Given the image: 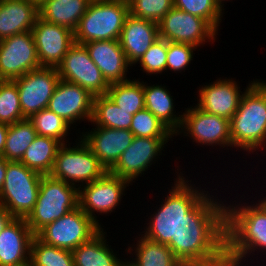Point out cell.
Masks as SVG:
<instances>
[{"mask_svg": "<svg viewBox=\"0 0 266 266\" xmlns=\"http://www.w3.org/2000/svg\"><path fill=\"white\" fill-rule=\"evenodd\" d=\"M211 196L207 192L184 216L179 235L167 244L184 266H222L227 262L226 204Z\"/></svg>", "mask_w": 266, "mask_h": 266, "instance_id": "obj_1", "label": "cell"}, {"mask_svg": "<svg viewBox=\"0 0 266 266\" xmlns=\"http://www.w3.org/2000/svg\"><path fill=\"white\" fill-rule=\"evenodd\" d=\"M255 203L225 206L226 260L229 264L242 266L243 260L245 262V258L257 249L266 250V209L259 202Z\"/></svg>", "mask_w": 266, "mask_h": 266, "instance_id": "obj_2", "label": "cell"}, {"mask_svg": "<svg viewBox=\"0 0 266 266\" xmlns=\"http://www.w3.org/2000/svg\"><path fill=\"white\" fill-rule=\"evenodd\" d=\"M260 81L253 80L247 85L230 119L232 148L249 153L266 147V82Z\"/></svg>", "mask_w": 266, "mask_h": 266, "instance_id": "obj_3", "label": "cell"}, {"mask_svg": "<svg viewBox=\"0 0 266 266\" xmlns=\"http://www.w3.org/2000/svg\"><path fill=\"white\" fill-rule=\"evenodd\" d=\"M174 185L169 189L168 196L161 201L160 207L150 215L143 236L161 244L167 245L171 239L179 235L180 221L207 194L201 187L188 183L184 174L176 172ZM196 187V188H195Z\"/></svg>", "mask_w": 266, "mask_h": 266, "instance_id": "obj_4", "label": "cell"}, {"mask_svg": "<svg viewBox=\"0 0 266 266\" xmlns=\"http://www.w3.org/2000/svg\"><path fill=\"white\" fill-rule=\"evenodd\" d=\"M129 5L111 0H91L74 32V41L85 44L91 41L119 40Z\"/></svg>", "mask_w": 266, "mask_h": 266, "instance_id": "obj_5", "label": "cell"}, {"mask_svg": "<svg viewBox=\"0 0 266 266\" xmlns=\"http://www.w3.org/2000/svg\"><path fill=\"white\" fill-rule=\"evenodd\" d=\"M79 206L78 188L69 183L43 175L37 201L25 218L30 230L36 235L47 224Z\"/></svg>", "mask_w": 266, "mask_h": 266, "instance_id": "obj_6", "label": "cell"}, {"mask_svg": "<svg viewBox=\"0 0 266 266\" xmlns=\"http://www.w3.org/2000/svg\"><path fill=\"white\" fill-rule=\"evenodd\" d=\"M42 174L20 161H8L0 205L15 218H26L37 201Z\"/></svg>", "mask_w": 266, "mask_h": 266, "instance_id": "obj_7", "label": "cell"}, {"mask_svg": "<svg viewBox=\"0 0 266 266\" xmlns=\"http://www.w3.org/2000/svg\"><path fill=\"white\" fill-rule=\"evenodd\" d=\"M80 140L73 147L69 144L68 147L67 144L59 147L53 169L49 174L52 178L65 181L78 188L97 180L107 172L89 147L82 139Z\"/></svg>", "mask_w": 266, "mask_h": 266, "instance_id": "obj_8", "label": "cell"}, {"mask_svg": "<svg viewBox=\"0 0 266 266\" xmlns=\"http://www.w3.org/2000/svg\"><path fill=\"white\" fill-rule=\"evenodd\" d=\"M101 229L102 227L78 206L47 224L36 236L48 245L73 251L79 245L89 241Z\"/></svg>", "mask_w": 266, "mask_h": 266, "instance_id": "obj_9", "label": "cell"}, {"mask_svg": "<svg viewBox=\"0 0 266 266\" xmlns=\"http://www.w3.org/2000/svg\"><path fill=\"white\" fill-rule=\"evenodd\" d=\"M129 184L128 180L107 171L97 180L78 188L79 207L101 227L95 212H113L125 196L124 191Z\"/></svg>", "mask_w": 266, "mask_h": 266, "instance_id": "obj_10", "label": "cell"}, {"mask_svg": "<svg viewBox=\"0 0 266 266\" xmlns=\"http://www.w3.org/2000/svg\"><path fill=\"white\" fill-rule=\"evenodd\" d=\"M159 38L195 47L215 42L217 31L201 17L173 7L158 22Z\"/></svg>", "mask_w": 266, "mask_h": 266, "instance_id": "obj_11", "label": "cell"}, {"mask_svg": "<svg viewBox=\"0 0 266 266\" xmlns=\"http://www.w3.org/2000/svg\"><path fill=\"white\" fill-rule=\"evenodd\" d=\"M57 70L61 80L81 86L94 97L107 94L110 84L82 44L74 43L69 48Z\"/></svg>", "mask_w": 266, "mask_h": 266, "instance_id": "obj_12", "label": "cell"}, {"mask_svg": "<svg viewBox=\"0 0 266 266\" xmlns=\"http://www.w3.org/2000/svg\"><path fill=\"white\" fill-rule=\"evenodd\" d=\"M39 68L32 31L0 40V80L13 81Z\"/></svg>", "mask_w": 266, "mask_h": 266, "instance_id": "obj_13", "label": "cell"}, {"mask_svg": "<svg viewBox=\"0 0 266 266\" xmlns=\"http://www.w3.org/2000/svg\"><path fill=\"white\" fill-rule=\"evenodd\" d=\"M180 128L176 136L183 133L200 145L232 147L230 120L207 113L197 106L186 109Z\"/></svg>", "mask_w": 266, "mask_h": 266, "instance_id": "obj_14", "label": "cell"}, {"mask_svg": "<svg viewBox=\"0 0 266 266\" xmlns=\"http://www.w3.org/2000/svg\"><path fill=\"white\" fill-rule=\"evenodd\" d=\"M60 80L57 68L41 67L14 79L24 118L46 109Z\"/></svg>", "mask_w": 266, "mask_h": 266, "instance_id": "obj_15", "label": "cell"}, {"mask_svg": "<svg viewBox=\"0 0 266 266\" xmlns=\"http://www.w3.org/2000/svg\"><path fill=\"white\" fill-rule=\"evenodd\" d=\"M169 139L172 138L134 136L131 145L121 154L109 172L132 183L162 155L164 144L168 143Z\"/></svg>", "mask_w": 266, "mask_h": 266, "instance_id": "obj_16", "label": "cell"}, {"mask_svg": "<svg viewBox=\"0 0 266 266\" xmlns=\"http://www.w3.org/2000/svg\"><path fill=\"white\" fill-rule=\"evenodd\" d=\"M32 33L41 67L57 68L75 43L73 31L48 23L40 17L36 19Z\"/></svg>", "mask_w": 266, "mask_h": 266, "instance_id": "obj_17", "label": "cell"}, {"mask_svg": "<svg viewBox=\"0 0 266 266\" xmlns=\"http://www.w3.org/2000/svg\"><path fill=\"white\" fill-rule=\"evenodd\" d=\"M93 99L86 89L81 86L59 80L48 104V109L72 125L78 120L91 122Z\"/></svg>", "mask_w": 266, "mask_h": 266, "instance_id": "obj_18", "label": "cell"}, {"mask_svg": "<svg viewBox=\"0 0 266 266\" xmlns=\"http://www.w3.org/2000/svg\"><path fill=\"white\" fill-rule=\"evenodd\" d=\"M82 132L80 138L89 147L100 163L109 171L121 154L131 145L134 134L129 129H112L96 126ZM85 133V134H84Z\"/></svg>", "mask_w": 266, "mask_h": 266, "instance_id": "obj_19", "label": "cell"}, {"mask_svg": "<svg viewBox=\"0 0 266 266\" xmlns=\"http://www.w3.org/2000/svg\"><path fill=\"white\" fill-rule=\"evenodd\" d=\"M239 89L238 83L232 78L217 79L199 88L196 106L207 113L230 120L239 107L242 93H245Z\"/></svg>", "mask_w": 266, "mask_h": 266, "instance_id": "obj_20", "label": "cell"}, {"mask_svg": "<svg viewBox=\"0 0 266 266\" xmlns=\"http://www.w3.org/2000/svg\"><path fill=\"white\" fill-rule=\"evenodd\" d=\"M158 39V23L129 14L124 22L119 43L132 67L138 64L140 58Z\"/></svg>", "mask_w": 266, "mask_h": 266, "instance_id": "obj_21", "label": "cell"}, {"mask_svg": "<svg viewBox=\"0 0 266 266\" xmlns=\"http://www.w3.org/2000/svg\"><path fill=\"white\" fill-rule=\"evenodd\" d=\"M83 45L109 84L129 80L126 75L131 65L119 40L91 41Z\"/></svg>", "mask_w": 266, "mask_h": 266, "instance_id": "obj_22", "label": "cell"}, {"mask_svg": "<svg viewBox=\"0 0 266 266\" xmlns=\"http://www.w3.org/2000/svg\"><path fill=\"white\" fill-rule=\"evenodd\" d=\"M34 236L25 218L14 217L0 232V266L29 261Z\"/></svg>", "mask_w": 266, "mask_h": 266, "instance_id": "obj_23", "label": "cell"}, {"mask_svg": "<svg viewBox=\"0 0 266 266\" xmlns=\"http://www.w3.org/2000/svg\"><path fill=\"white\" fill-rule=\"evenodd\" d=\"M38 6L29 0H0V40L32 31Z\"/></svg>", "mask_w": 266, "mask_h": 266, "instance_id": "obj_24", "label": "cell"}, {"mask_svg": "<svg viewBox=\"0 0 266 266\" xmlns=\"http://www.w3.org/2000/svg\"><path fill=\"white\" fill-rule=\"evenodd\" d=\"M91 0H46L39 7V17L75 32Z\"/></svg>", "mask_w": 266, "mask_h": 266, "instance_id": "obj_25", "label": "cell"}, {"mask_svg": "<svg viewBox=\"0 0 266 266\" xmlns=\"http://www.w3.org/2000/svg\"><path fill=\"white\" fill-rule=\"evenodd\" d=\"M145 108L156 116L164 125H166L174 134L180 129L183 114H175L174 100L171 92L166 86L162 85H146L143 82Z\"/></svg>", "mask_w": 266, "mask_h": 266, "instance_id": "obj_26", "label": "cell"}, {"mask_svg": "<svg viewBox=\"0 0 266 266\" xmlns=\"http://www.w3.org/2000/svg\"><path fill=\"white\" fill-rule=\"evenodd\" d=\"M103 230L72 251L74 266H118L121 259L108 246Z\"/></svg>", "mask_w": 266, "mask_h": 266, "instance_id": "obj_27", "label": "cell"}, {"mask_svg": "<svg viewBox=\"0 0 266 266\" xmlns=\"http://www.w3.org/2000/svg\"><path fill=\"white\" fill-rule=\"evenodd\" d=\"M62 144L54 138L39 136L26 149L20 162L27 168L42 175H49L53 169L55 158Z\"/></svg>", "mask_w": 266, "mask_h": 266, "instance_id": "obj_28", "label": "cell"}, {"mask_svg": "<svg viewBox=\"0 0 266 266\" xmlns=\"http://www.w3.org/2000/svg\"><path fill=\"white\" fill-rule=\"evenodd\" d=\"M140 235L132 258L137 266H184L167 245L148 239L141 232Z\"/></svg>", "mask_w": 266, "mask_h": 266, "instance_id": "obj_29", "label": "cell"}, {"mask_svg": "<svg viewBox=\"0 0 266 266\" xmlns=\"http://www.w3.org/2000/svg\"><path fill=\"white\" fill-rule=\"evenodd\" d=\"M132 114L119 108L106 94L93 99V113L91 124L112 129H129Z\"/></svg>", "mask_w": 266, "mask_h": 266, "instance_id": "obj_30", "label": "cell"}, {"mask_svg": "<svg viewBox=\"0 0 266 266\" xmlns=\"http://www.w3.org/2000/svg\"><path fill=\"white\" fill-rule=\"evenodd\" d=\"M107 95L128 114L134 115L145 108L143 81L139 79L111 83Z\"/></svg>", "mask_w": 266, "mask_h": 266, "instance_id": "obj_31", "label": "cell"}, {"mask_svg": "<svg viewBox=\"0 0 266 266\" xmlns=\"http://www.w3.org/2000/svg\"><path fill=\"white\" fill-rule=\"evenodd\" d=\"M37 135L35 127L28 118L9 125L2 157L7 161H20Z\"/></svg>", "mask_w": 266, "mask_h": 266, "instance_id": "obj_32", "label": "cell"}, {"mask_svg": "<svg viewBox=\"0 0 266 266\" xmlns=\"http://www.w3.org/2000/svg\"><path fill=\"white\" fill-rule=\"evenodd\" d=\"M30 260L33 266H74L72 251L48 245L36 235L31 243Z\"/></svg>", "mask_w": 266, "mask_h": 266, "instance_id": "obj_33", "label": "cell"}, {"mask_svg": "<svg viewBox=\"0 0 266 266\" xmlns=\"http://www.w3.org/2000/svg\"><path fill=\"white\" fill-rule=\"evenodd\" d=\"M29 120L39 136L51 137L61 144H67L66 136L71 125L48 108L33 114Z\"/></svg>", "mask_w": 266, "mask_h": 266, "instance_id": "obj_34", "label": "cell"}, {"mask_svg": "<svg viewBox=\"0 0 266 266\" xmlns=\"http://www.w3.org/2000/svg\"><path fill=\"white\" fill-rule=\"evenodd\" d=\"M130 131L137 137L172 138V136H175L166 125L146 108L133 115Z\"/></svg>", "mask_w": 266, "mask_h": 266, "instance_id": "obj_35", "label": "cell"}, {"mask_svg": "<svg viewBox=\"0 0 266 266\" xmlns=\"http://www.w3.org/2000/svg\"><path fill=\"white\" fill-rule=\"evenodd\" d=\"M23 119L16 83L0 80V123L11 125Z\"/></svg>", "mask_w": 266, "mask_h": 266, "instance_id": "obj_36", "label": "cell"}, {"mask_svg": "<svg viewBox=\"0 0 266 266\" xmlns=\"http://www.w3.org/2000/svg\"><path fill=\"white\" fill-rule=\"evenodd\" d=\"M175 8L205 19L217 32L223 10L215 0H173Z\"/></svg>", "mask_w": 266, "mask_h": 266, "instance_id": "obj_37", "label": "cell"}, {"mask_svg": "<svg viewBox=\"0 0 266 266\" xmlns=\"http://www.w3.org/2000/svg\"><path fill=\"white\" fill-rule=\"evenodd\" d=\"M173 7V0H133L129 12L134 17L158 23Z\"/></svg>", "mask_w": 266, "mask_h": 266, "instance_id": "obj_38", "label": "cell"}, {"mask_svg": "<svg viewBox=\"0 0 266 266\" xmlns=\"http://www.w3.org/2000/svg\"><path fill=\"white\" fill-rule=\"evenodd\" d=\"M168 41L159 38L138 61L146 74H161L166 70Z\"/></svg>", "mask_w": 266, "mask_h": 266, "instance_id": "obj_39", "label": "cell"}, {"mask_svg": "<svg viewBox=\"0 0 266 266\" xmlns=\"http://www.w3.org/2000/svg\"><path fill=\"white\" fill-rule=\"evenodd\" d=\"M196 48L190 44L168 41L166 71L172 70L177 73L184 70L185 72L186 67L193 60V52L197 50Z\"/></svg>", "mask_w": 266, "mask_h": 266, "instance_id": "obj_40", "label": "cell"}, {"mask_svg": "<svg viewBox=\"0 0 266 266\" xmlns=\"http://www.w3.org/2000/svg\"><path fill=\"white\" fill-rule=\"evenodd\" d=\"M14 217L3 207L0 205V232L4 230L6 225L13 219Z\"/></svg>", "mask_w": 266, "mask_h": 266, "instance_id": "obj_41", "label": "cell"}, {"mask_svg": "<svg viewBox=\"0 0 266 266\" xmlns=\"http://www.w3.org/2000/svg\"><path fill=\"white\" fill-rule=\"evenodd\" d=\"M9 125L0 123V156H3Z\"/></svg>", "mask_w": 266, "mask_h": 266, "instance_id": "obj_42", "label": "cell"}, {"mask_svg": "<svg viewBox=\"0 0 266 266\" xmlns=\"http://www.w3.org/2000/svg\"><path fill=\"white\" fill-rule=\"evenodd\" d=\"M7 164L8 161L4 157L0 156V192L5 180Z\"/></svg>", "mask_w": 266, "mask_h": 266, "instance_id": "obj_43", "label": "cell"}, {"mask_svg": "<svg viewBox=\"0 0 266 266\" xmlns=\"http://www.w3.org/2000/svg\"><path fill=\"white\" fill-rule=\"evenodd\" d=\"M125 261V262H124ZM124 261H120L119 262V264H118V266H137L134 262H133V260L132 261H127L126 259L124 260Z\"/></svg>", "mask_w": 266, "mask_h": 266, "instance_id": "obj_44", "label": "cell"}, {"mask_svg": "<svg viewBox=\"0 0 266 266\" xmlns=\"http://www.w3.org/2000/svg\"><path fill=\"white\" fill-rule=\"evenodd\" d=\"M10 266H33L31 263V260L21 263V264H17V265H10Z\"/></svg>", "mask_w": 266, "mask_h": 266, "instance_id": "obj_45", "label": "cell"}, {"mask_svg": "<svg viewBox=\"0 0 266 266\" xmlns=\"http://www.w3.org/2000/svg\"><path fill=\"white\" fill-rule=\"evenodd\" d=\"M29 1L36 4L39 7L46 0H29Z\"/></svg>", "mask_w": 266, "mask_h": 266, "instance_id": "obj_46", "label": "cell"}, {"mask_svg": "<svg viewBox=\"0 0 266 266\" xmlns=\"http://www.w3.org/2000/svg\"><path fill=\"white\" fill-rule=\"evenodd\" d=\"M258 202L266 209V197L258 200Z\"/></svg>", "mask_w": 266, "mask_h": 266, "instance_id": "obj_47", "label": "cell"}, {"mask_svg": "<svg viewBox=\"0 0 266 266\" xmlns=\"http://www.w3.org/2000/svg\"><path fill=\"white\" fill-rule=\"evenodd\" d=\"M216 1V3L219 5V7L221 8V9H223V6H224V2H225V0H215ZM224 1V2H223ZM226 1H228V0H226ZM223 3V4H222Z\"/></svg>", "mask_w": 266, "mask_h": 266, "instance_id": "obj_48", "label": "cell"}, {"mask_svg": "<svg viewBox=\"0 0 266 266\" xmlns=\"http://www.w3.org/2000/svg\"><path fill=\"white\" fill-rule=\"evenodd\" d=\"M111 1L122 2L129 5L133 0H111Z\"/></svg>", "mask_w": 266, "mask_h": 266, "instance_id": "obj_49", "label": "cell"}, {"mask_svg": "<svg viewBox=\"0 0 266 266\" xmlns=\"http://www.w3.org/2000/svg\"><path fill=\"white\" fill-rule=\"evenodd\" d=\"M222 266H236V265H233V264H229V263H225L224 265H222Z\"/></svg>", "mask_w": 266, "mask_h": 266, "instance_id": "obj_50", "label": "cell"}]
</instances>
